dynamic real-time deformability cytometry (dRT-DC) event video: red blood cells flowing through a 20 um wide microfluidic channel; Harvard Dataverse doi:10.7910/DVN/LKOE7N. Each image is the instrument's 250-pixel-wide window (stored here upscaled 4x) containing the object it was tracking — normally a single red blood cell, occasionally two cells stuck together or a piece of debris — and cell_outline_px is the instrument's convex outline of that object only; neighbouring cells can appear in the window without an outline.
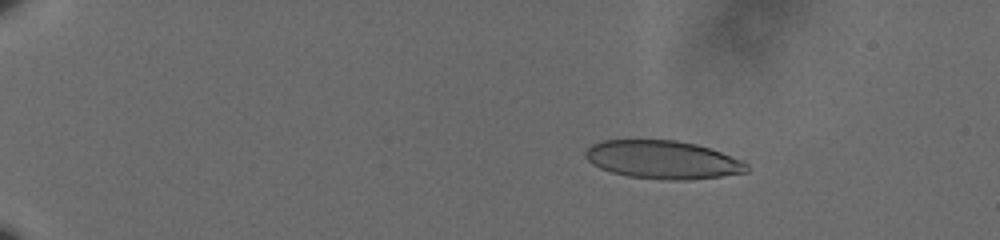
{"species": "human", "species_latin": "Homo sapiens", "temperature_condition": "cold", "stored_images_in_passage": 11, "camera_frame_rate_fps": 3000, "um_per_image_px": 0.085, "donor": {"sex": "male"}, "frame": {"image": 1, "passage_image": 5, "time_ms": 1.333, "image_size_px": [1000, 240], "cell_outline_px": [[748, 172], [720, 176], [684, 180], [668, 180], [628, 176], [612, 172], [600, 168], [592, 164], [584, 156], [584, 152], [592, 144], [604, 140], [676, 140], [696, 144], [744, 160], [748, 164]], "centroid_in_image_um": [56.34, 13.57], "position_along_channel_um": 28.7, "area_um2": 35.84}}
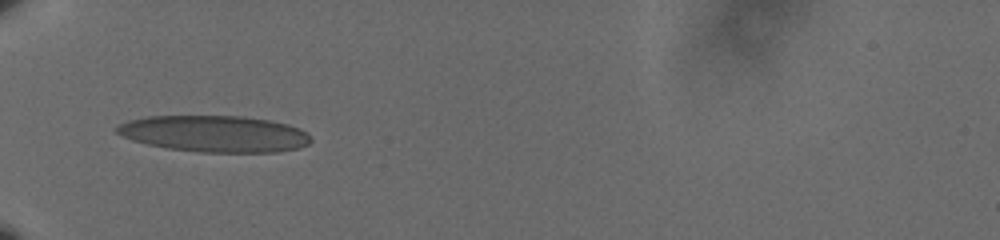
{"frame": {"image": 2, "passage_image": 10, "time_ms": 3.0, "image_size_px": [1000, 240], "cell_outline_px": [[312, 140], [308, 144], [296, 148], [276, 152], [200, 152], [168, 148], [148, 144], [132, 140], [116, 132], [116, 128], [120, 124], [128, 120], [148, 116], [240, 116], [268, 120], [288, 124], [300, 128], [308, 132]], "centroid_in_image_um": [18.26, 11.37], "position_along_channel_um": 66.7, "area_um2": 41.1}}